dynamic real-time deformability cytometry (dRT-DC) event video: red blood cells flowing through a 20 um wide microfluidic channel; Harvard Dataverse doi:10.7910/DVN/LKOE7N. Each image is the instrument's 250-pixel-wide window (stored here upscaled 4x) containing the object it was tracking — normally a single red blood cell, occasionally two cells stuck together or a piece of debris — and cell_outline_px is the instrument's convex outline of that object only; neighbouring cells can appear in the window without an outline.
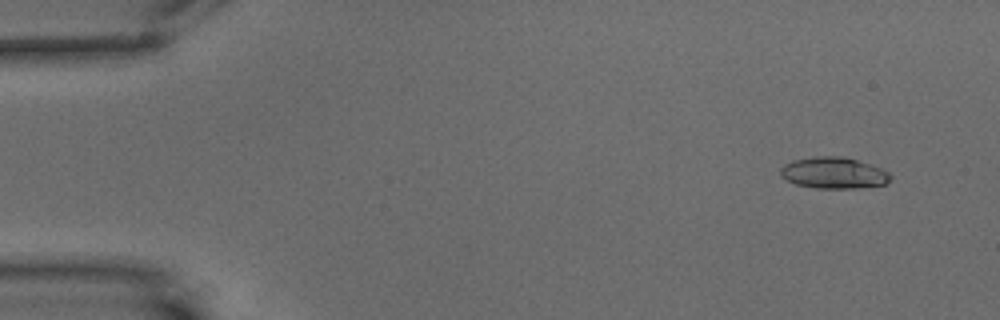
{"species": "common noctule bat (a hibernating species)", "species_latin": "Nyctalus noctula", "temperature_condition": "warm", "stored_images_in_passage": 60, "camera_frame_rate_fps": 3000, "um_per_image_px": 0.085, "animal": {"sex": "male", "body_mass_g": 15.6}, "frame": {"image": 1, "passage_image": 5, "time_ms": 1.333, "image_size_px": [1000, 320], "cell_outline_px": [[892, 176], [884, 184], [856, 188], [816, 188], [796, 184], [780, 176], [780, 168], [784, 164], [792, 160], [812, 156], [844, 156], [872, 164], [888, 172]], "centroid_in_image_um": [70.83, 14.68], "position_along_channel_um": 14.2, "area_um2": 20.17}}
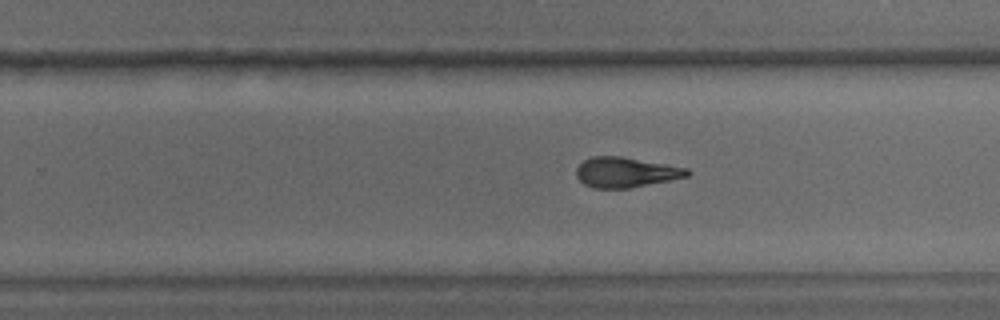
{"frame": {"image": 2, "passage_image": 38, "time_ms": 12.333, "image_size_px": [1000, 320], "cell_outline_px": [[692, 172], [688, 176], [628, 188], [592, 188], [584, 184], [576, 176], [576, 168], [584, 160], [592, 156], [620, 156], [688, 168]], "centroid_in_image_um": [53.16, 14.64], "position_along_channel_um": 276.6, "area_um2": 19.31}}
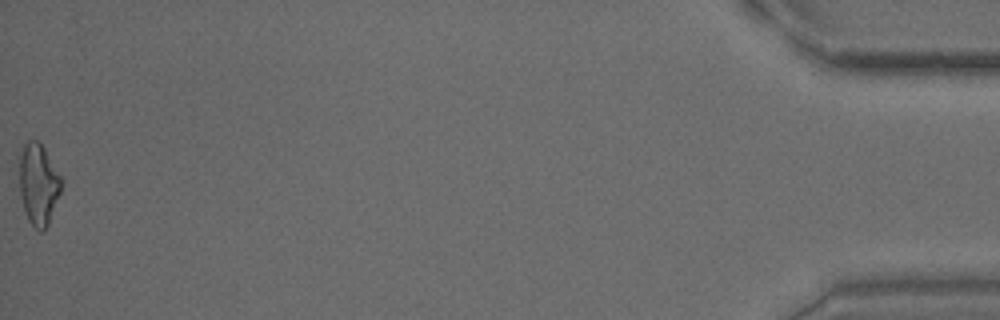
{"frame": {"image": 3, "passage_image": 60, "time_ms": 19.667, "image_size_px": [1000, 320], "cell_outline_px": [[64, 180], [60, 192], [48, 224], [44, 232], [40, 232], [28, 220], [24, 212], [20, 196], [20, 156], [24, 144], [28, 140], [40, 140]], "centroid_in_image_um": [3.28, 15.64], "position_along_channel_um": 431.9, "area_um2": 20.11}, "authors_computed_cell_mechanics": {"area_um2": 19.7965, "velocity_mm_per_s": 3.4402, "shape_relaxation_time_tau1_ms": 6.3111, "shape_relaxation_time_tau2_ms": 1.8173, "deformation_change_tau1": 0.2007, "deformation_change_tau2": 0.1069}}